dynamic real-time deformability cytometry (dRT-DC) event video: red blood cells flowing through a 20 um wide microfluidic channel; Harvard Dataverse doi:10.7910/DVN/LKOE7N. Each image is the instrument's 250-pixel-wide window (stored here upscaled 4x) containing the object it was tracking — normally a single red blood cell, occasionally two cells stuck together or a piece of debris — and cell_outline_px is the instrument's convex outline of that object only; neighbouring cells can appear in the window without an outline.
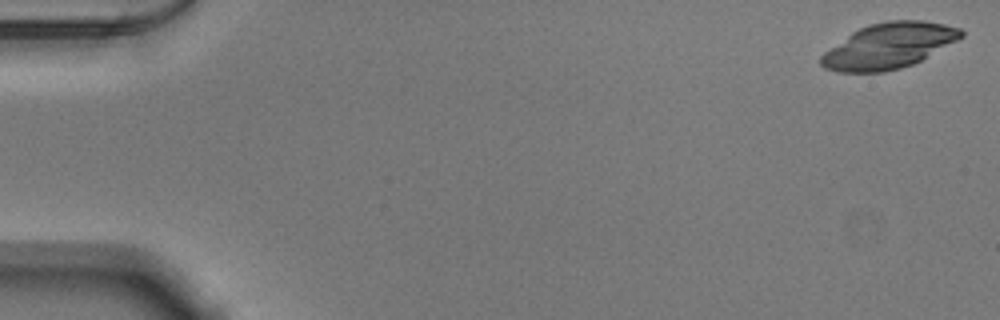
{"species": "Egyptian fruit bat (a non-hibernating species)", "species_latin": "Rousettus aegyptiacus", "temperature_condition": "warm", "stored_images_in_passage": 23, "camera_frame_rate_fps": 3000, "um_per_image_px": 0.085, "animal": {"sex": "male"}, "frame": {"image": 1, "passage_image": 1, "time_ms": 0.0, "image_size_px": [1000, 320], "cell_outline_px": [[964, 36], [920, 60], [912, 64], [900, 68], [884, 72], [840, 72], [824, 68], [820, 64], [820, 56], [824, 52], [852, 32], [868, 24], [888, 20], [924, 20], [944, 24], [960, 28], [964, 32]], "centroid_in_image_um": [75.53, 3.89], "position_along_channel_um": 9.5, "area_um2": 36.82}}